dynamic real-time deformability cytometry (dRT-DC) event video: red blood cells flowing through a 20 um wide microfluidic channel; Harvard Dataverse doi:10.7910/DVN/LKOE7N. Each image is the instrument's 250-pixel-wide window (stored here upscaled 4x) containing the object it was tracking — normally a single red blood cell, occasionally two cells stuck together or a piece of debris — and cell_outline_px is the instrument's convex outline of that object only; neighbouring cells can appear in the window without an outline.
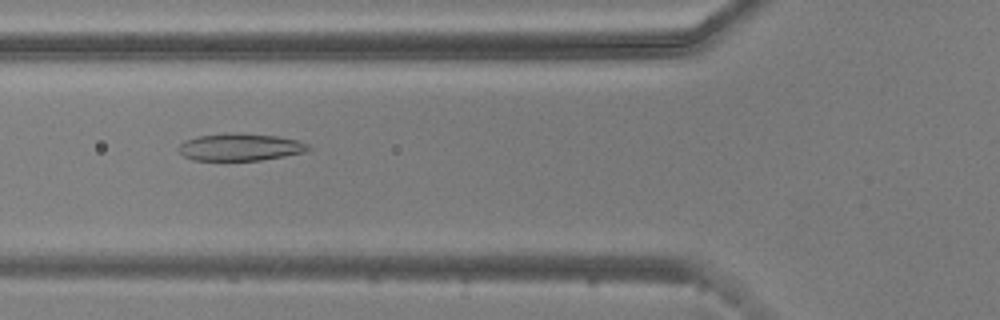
{"species": "common noctule bat (a hibernating species)", "species_latin": "Nyctalus noctula", "temperature_condition": "warm", "stored_images_in_passage": 49, "camera_frame_rate_fps": 3000, "um_per_image_px": 0.085, "animal": {"sex": "male", "body_mass_g": 20.5, "forearm_length_mm": 52.5}, "frame": {"image": 1, "passage_image": 19, "time_ms": 6.0, "image_size_px": [1000, 320], "cell_outline_px": [[312, 148], [304, 152], [284, 156], [260, 160], [192, 160], [184, 156], [176, 148], [184, 140], [196, 136], [224, 132], [240, 132], [276, 136], [296, 140], [308, 144]], "centroid_in_image_um": [20.36, 12.48], "position_along_channel_um": 105.4, "area_um2": 20.87}}
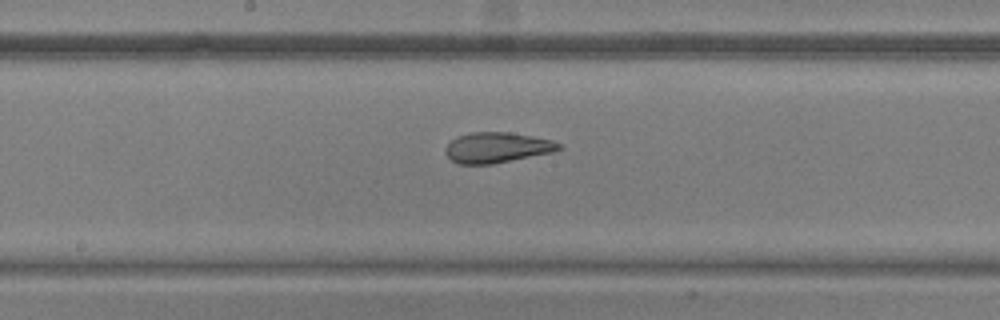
{"frame": {"image": 2, "passage_image": 27, "time_ms": 8.667, "image_size_px": [1000, 320], "cell_outline_px": [[564, 148], [552, 152], [492, 164], [456, 164], [444, 152], [444, 148], [452, 140], [460, 136], [472, 132], [508, 132], [532, 136], [552, 140], [560, 144]], "centroid_in_image_um": [42.24, 12.54], "position_along_channel_um": 206.0, "area_um2": 20.0}}
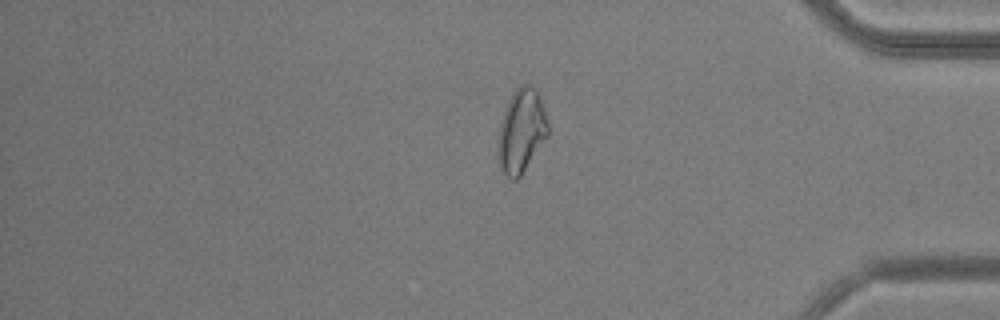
{"frame": {"image": 3, "passage_image": 44, "time_ms": 14.333, "image_size_px": [1000, 320], "cell_outline_px": [[548, 136], [520, 176], [516, 180], [512, 180], [504, 172], [500, 164], [496, 152], [500, 124], [508, 100], [512, 92], [520, 84], [528, 84], [536, 88], [540, 96], [544, 108], [548, 124]], "centroid_in_image_um": [44.32, 11.09], "position_along_channel_um": 390.9, "area_um2": 24.39}, "authors_computed_cell_mechanics": {"area_um2": 22.542, "velocity_mm_per_s": 3.7432, "shape_relaxation_time_tau1_ms": 6.0115, "shape_relaxation_time_tau2_ms": 1.6933, "deformation_change_tau1": 0.1676, "deformation_change_tau2": 0.0869}}